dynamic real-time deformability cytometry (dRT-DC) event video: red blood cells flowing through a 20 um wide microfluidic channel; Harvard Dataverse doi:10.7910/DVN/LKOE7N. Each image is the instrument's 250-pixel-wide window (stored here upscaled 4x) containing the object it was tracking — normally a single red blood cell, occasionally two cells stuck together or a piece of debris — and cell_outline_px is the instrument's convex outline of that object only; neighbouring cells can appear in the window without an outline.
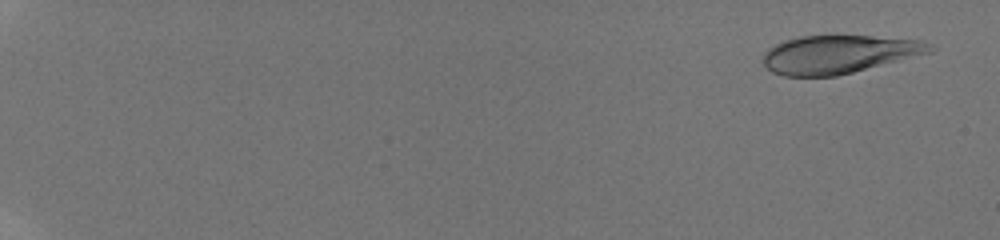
{"species": "human", "species_latin": "Homo sapiens", "temperature_condition": "room temperature", "stored_images_in_passage": 27, "camera_frame_rate_fps": 3000, "um_per_image_px": 0.085, "donor": {"sex": "male"}, "frame": {"image": 1, "passage_image": 3, "time_ms": 0.667, "image_size_px": [1000, 240], "cell_outline_px": [[936, 48], [932, 52], [836, 76], [784, 76], [772, 72], [764, 64], [764, 52], [768, 48], [776, 44], [800, 36], [872, 36], [920, 40], [932, 44]], "centroid_in_image_um": [71.32, 4.61], "position_along_channel_um": 13.7, "area_um2": 36.82}}
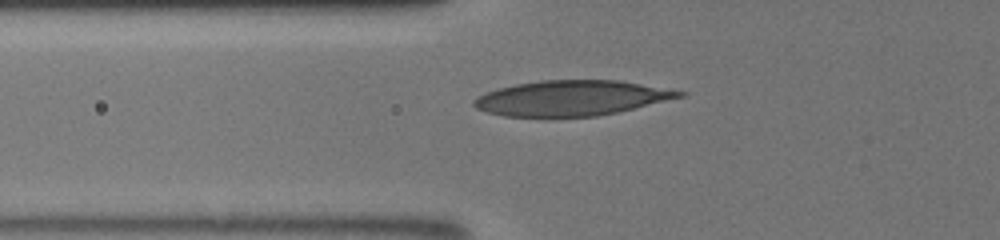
{"frame": {"image": 2, "passage_image": 20, "time_ms": 7.333, "image_size_px": [1000, 240], "cell_outline_px": [[688, 92], [684, 96], [616, 112], [596, 116], [504, 116], [488, 112], [476, 108], [472, 104], [472, 100], [476, 96], [496, 88], [516, 84], [540, 80], [620, 80]], "centroid_in_image_um": [48.53, 8.32], "position_along_channel_um": 77.3, "area_um2": 41.91}}
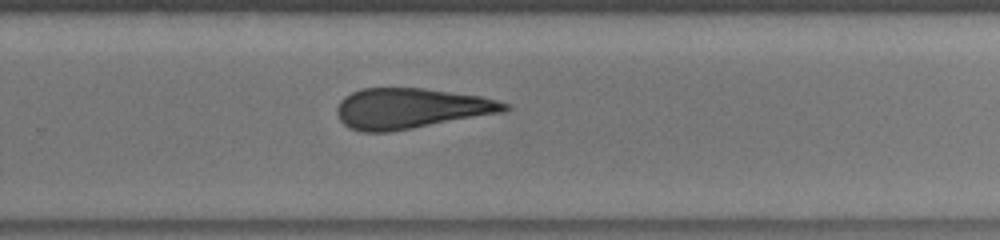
{"frame": {"image": 3, "passage_image": 27, "time_ms": 12.667, "image_size_px": [1000, 240], "cell_outline_px": [[512, 108], [508, 112], [388, 132], [360, 132], [344, 124], [340, 120], [336, 112], [336, 108], [340, 100], [344, 96], [360, 88], [424, 88], [480, 96], [496, 100], [508, 104]], "centroid_in_image_um": [34.94, 9.21], "position_along_channel_um": 294.9, "area_um2": 39.71}}